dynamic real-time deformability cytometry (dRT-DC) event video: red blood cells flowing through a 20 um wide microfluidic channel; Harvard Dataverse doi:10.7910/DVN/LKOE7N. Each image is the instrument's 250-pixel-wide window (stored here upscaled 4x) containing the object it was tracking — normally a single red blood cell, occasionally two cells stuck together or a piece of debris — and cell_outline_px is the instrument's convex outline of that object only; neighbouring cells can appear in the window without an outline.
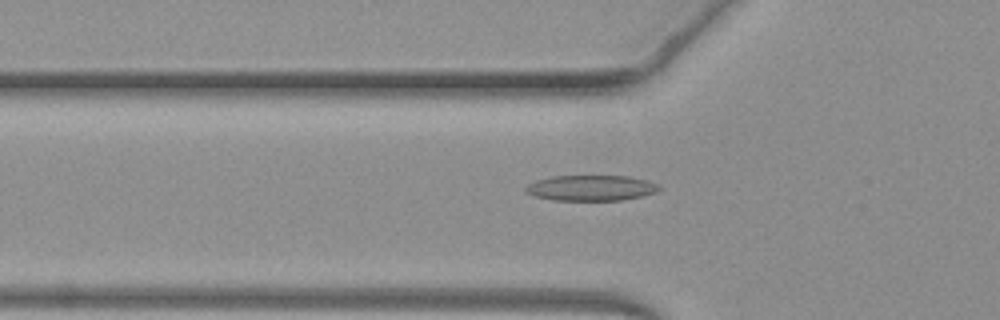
{"species": "common noctule bat (a hibernating species)", "species_latin": "Nyctalus noctula", "temperature_condition": "warm", "stored_images_in_passage": 36, "camera_frame_rate_fps": 3000, "um_per_image_px": 0.085, "animal": {"sex": "female", "body_mass_g": 19.3, "forearm_length_mm": 54.1}, "frame": {"image": 1, "passage_image": 3, "time_ms": 0.667, "image_size_px": [1000, 320], "cell_outline_px": [[660, 188], [656, 192], [644, 196], [620, 200], [552, 200], [536, 196], [524, 192], [524, 188], [528, 184], [536, 180], [552, 176], [628, 176], [648, 180], [660, 184]], "centroid_in_image_um": [50.25, 15.97], "position_along_channel_um": 75.5, "area_um2": 20.0}}
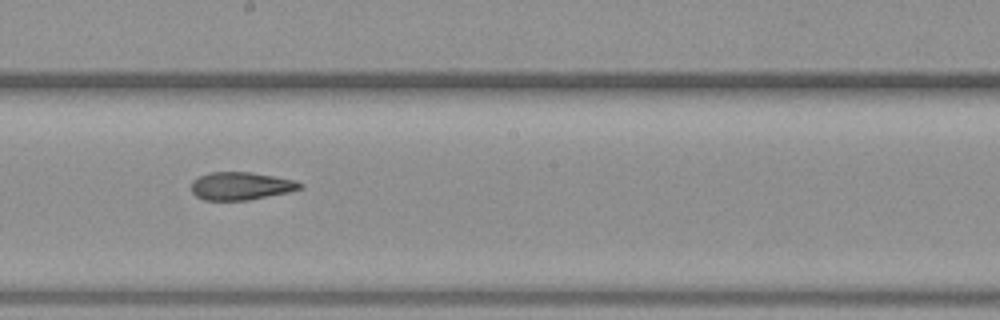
{"frame": {"image": 2, "passage_image": 14, "time_ms": 4.333, "image_size_px": [1000, 320], "cell_outline_px": [[304, 188], [288, 192], [248, 200], [204, 200], [196, 196], [192, 192], [192, 180], [208, 172], [252, 172], [296, 180], [304, 184]], "centroid_in_image_um": [20.5, 15.8], "position_along_channel_um": 227.7, "area_um2": 17.74}}
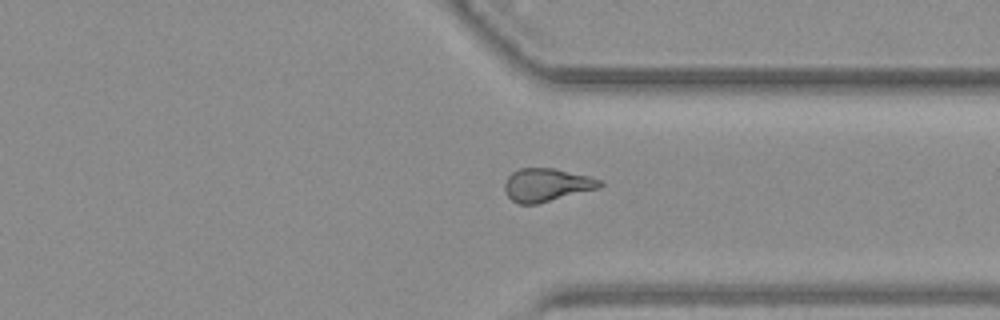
{"frame": {"image": 3, "passage_image": 24, "time_ms": 7.667, "image_size_px": [1000, 320], "cell_outline_px": [[604, 184], [600, 188], [536, 204], [520, 204], [512, 200], [508, 196], [504, 188], [504, 184], [508, 176], [512, 172], [520, 168], [556, 168], [604, 180]], "centroid_in_image_um": [46.49, 15.71], "position_along_channel_um": 364.9, "area_um2": 18.44}, "authors_computed_cell_mechanics": {"area_um2": 18.3226, "velocity_mm_per_s": 4.1226, "shape_relaxation_time_tau1_ms": 7.5468, "shape_relaxation_time_tau2_ms": 2.6623, "deformation_change_tau1": 0.2184, "deformation_change_tau2": 0.1209}}